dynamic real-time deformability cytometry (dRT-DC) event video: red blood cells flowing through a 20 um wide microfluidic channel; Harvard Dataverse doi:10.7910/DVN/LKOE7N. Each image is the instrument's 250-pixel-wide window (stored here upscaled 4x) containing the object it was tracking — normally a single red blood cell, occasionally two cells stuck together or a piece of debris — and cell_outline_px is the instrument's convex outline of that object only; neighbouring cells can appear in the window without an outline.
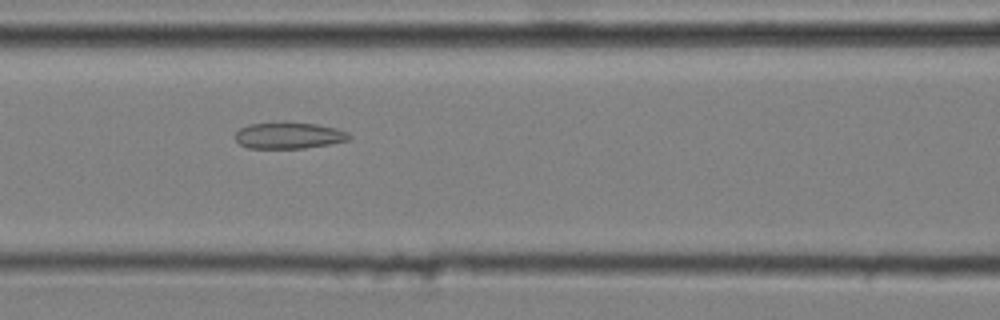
{"species": "common noctule bat (a hibernating species)", "species_latin": "Nyctalus noctula", "temperature_condition": "cold", "stored_images_in_passage": 48, "camera_frame_rate_fps": 3000, "um_per_image_px": 0.085, "animal": {"sex": "male", "body_mass_g": 20.4}, "frame": {"image": 1, "passage_image": 23, "time_ms": 7.333, "image_size_px": [1000, 320], "cell_outline_px": [[352, 136], [348, 140], [328, 144], [304, 148], [248, 148], [240, 144], [236, 140], [236, 132], [240, 128], [248, 124], [316, 124], [336, 128], [348, 132]], "centroid_in_image_um": [24.56, 11.54], "position_along_channel_um": 142.0, "area_um2": 16.94}}
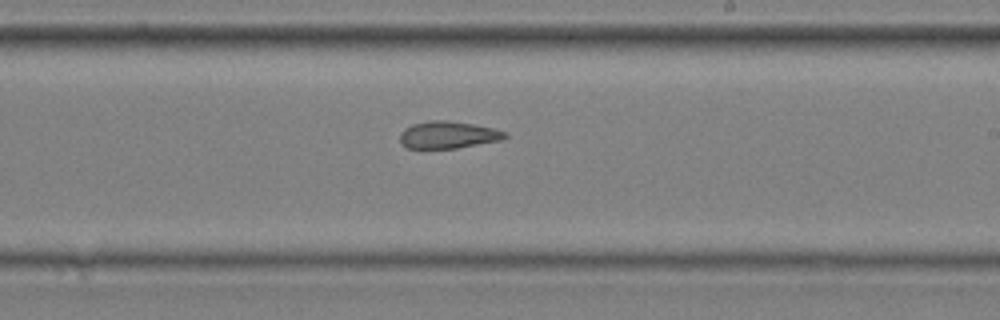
{"frame": {"image": 2, "passage_image": 32, "time_ms": 10.333, "image_size_px": [1000, 320], "cell_outline_px": [[508, 136], [504, 140], [456, 148], [404, 148], [400, 144], [400, 132], [404, 128], [412, 124], [432, 120], [448, 120], [472, 124], [492, 128], [508, 132]], "centroid_in_image_um": [38.08, 11.47], "position_along_channel_um": 250.9, "area_um2": 16.82}}
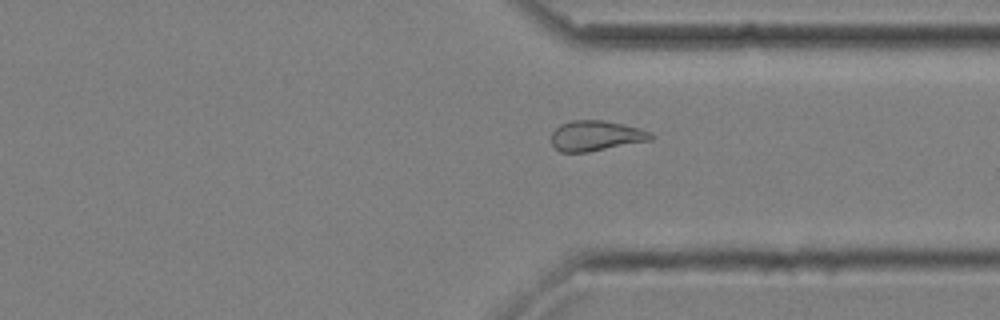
{"frame": {"image": 3, "passage_image": 41, "time_ms": 13.333, "image_size_px": [1000, 320], "cell_outline_px": [[652, 140], [588, 152], [560, 152], [552, 144], [552, 132], [560, 124], [572, 120], [604, 120], [640, 128], [652, 132]], "centroid_in_image_um": [50.66, 11.54], "position_along_channel_um": 360.7, "area_um2": 17.57}}